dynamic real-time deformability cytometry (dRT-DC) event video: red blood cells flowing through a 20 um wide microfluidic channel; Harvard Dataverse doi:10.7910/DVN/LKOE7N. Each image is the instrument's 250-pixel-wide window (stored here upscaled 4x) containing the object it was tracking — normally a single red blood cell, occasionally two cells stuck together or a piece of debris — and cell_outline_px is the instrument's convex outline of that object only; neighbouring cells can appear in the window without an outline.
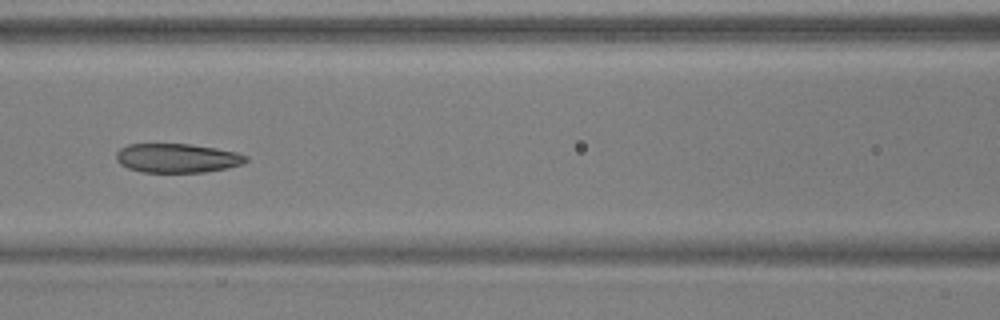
{"species": "common noctule bat (a hibernating species)", "species_latin": "Nyctalus noctula", "temperature_condition": "warm", "stored_images_in_passage": 7, "camera_frame_rate_fps": 3000, "um_per_image_px": 0.085, "animal": {"sex": "male", "body_mass_g": 17.9, "forearm_length_mm": 54.2}, "frame": {"image": 1, "passage_image": 7, "time_ms": 2.0, "image_size_px": [1000, 320], "cell_outline_px": [[248, 160], [244, 164], [228, 168], [204, 172], [140, 172], [128, 168], [120, 164], [116, 160], [116, 152], [120, 148], [128, 144], [192, 144], [216, 148], [236, 152], [248, 156]], "centroid_in_image_um": [15.07, 13.44], "position_along_channel_um": 151.5, "area_um2": 22.2}}